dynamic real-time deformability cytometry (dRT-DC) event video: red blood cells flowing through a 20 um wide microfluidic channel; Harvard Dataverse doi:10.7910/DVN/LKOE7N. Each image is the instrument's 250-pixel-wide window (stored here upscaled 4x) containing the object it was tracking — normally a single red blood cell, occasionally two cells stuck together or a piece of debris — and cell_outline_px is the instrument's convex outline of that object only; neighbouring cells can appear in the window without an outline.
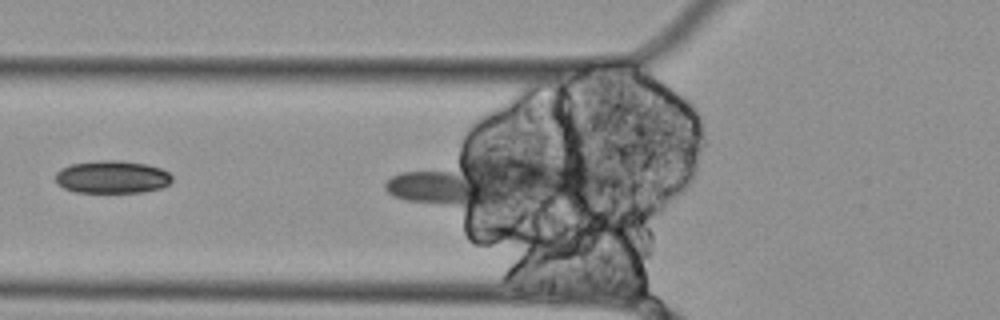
{"species": "Egyptian fruit bat (a non-hibernating species)", "species_latin": "Rousettus aegyptiacus", "temperature_condition": "cold", "stored_images_in_passage": 5, "camera_frame_rate_fps": 3000, "um_per_image_px": 0.085, "animal": {"sex": "female"}, "frame": {"image": 1, "passage_image": 4, "time_ms": 1.0, "image_size_px": [1000, 320], "cell_outline_px": [[172, 180], [168, 184], [160, 188], [144, 192], [76, 192], [64, 188], [56, 180], [56, 172], [60, 168], [68, 164], [100, 160], [120, 160], [148, 164], [160, 168], [168, 172], [172, 176]], "centroid_in_image_um": [9.53, 15.03], "position_along_channel_um": 116.3, "area_um2": 22.31}}